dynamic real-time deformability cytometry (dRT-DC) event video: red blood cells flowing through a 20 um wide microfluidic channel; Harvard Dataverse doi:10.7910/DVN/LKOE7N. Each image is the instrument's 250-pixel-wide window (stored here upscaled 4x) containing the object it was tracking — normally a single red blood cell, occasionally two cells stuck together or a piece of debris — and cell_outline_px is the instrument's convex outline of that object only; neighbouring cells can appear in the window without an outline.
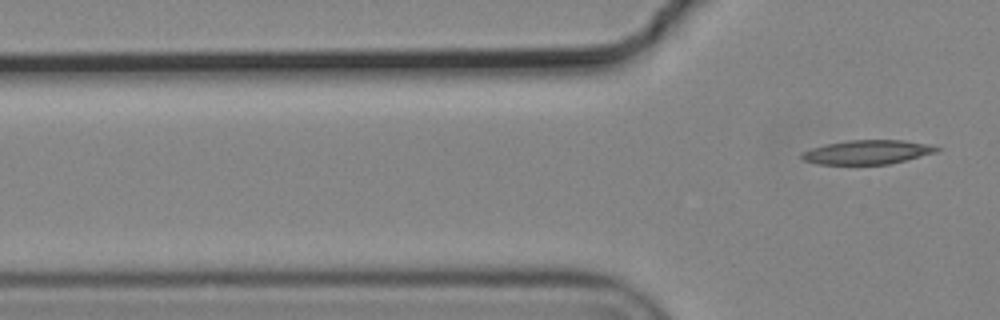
{"species": "common noctule bat (a hibernating species)", "species_latin": "Nyctalus noctula", "temperature_condition": "cold", "stored_images_in_passage": 5, "segment_of_instrument_passage": [2, 2], "camera_frame_rate_fps": 3000, "um_per_image_px": 0.085, "animal": {"sex": "male", "body_mass_g": 19.2, "forearm_length_mm": 51.8}, "frame": {"image": 1, "passage_image": 5, "time_ms": 1.333, "image_size_px": [1000, 320], "cell_outline_px": [[940, 148], [936, 152], [888, 164], [816, 164], [804, 160], [800, 156], [800, 152], [824, 144], [848, 140], [904, 140], [928, 144]], "centroid_in_image_um": [73.66, 12.92], "position_along_channel_um": 52.1, "area_um2": 18.84}}